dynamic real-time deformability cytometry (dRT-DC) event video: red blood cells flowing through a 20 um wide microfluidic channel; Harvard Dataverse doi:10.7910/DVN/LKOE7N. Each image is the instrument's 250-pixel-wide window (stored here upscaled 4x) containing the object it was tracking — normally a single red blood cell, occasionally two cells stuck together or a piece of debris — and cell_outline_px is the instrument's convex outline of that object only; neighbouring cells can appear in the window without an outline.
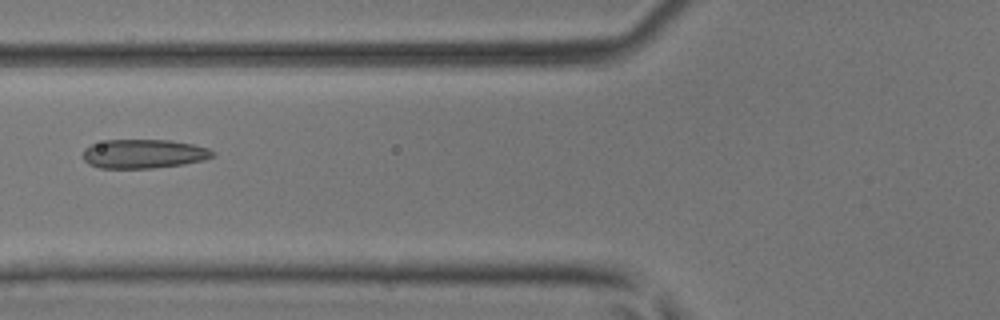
{"species": "common noctule bat (a hibernating species)", "species_latin": "Nyctalus noctula", "temperature_condition": "room temperature", "stored_images_in_passage": 50, "camera_frame_rate_fps": 3000, "um_per_image_px": 0.085, "animal": {"sex": "male", "body_mass_g": 17.9, "forearm_length_mm": 54.2}, "frame": {"image": 1, "passage_image": 20, "time_ms": 6.333, "image_size_px": [1000, 320], "cell_outline_px": [[216, 152], [212, 156], [204, 160], [184, 164], [152, 168], [100, 168], [88, 164], [84, 160], [84, 148], [92, 144], [104, 140], [172, 140], [192, 144], [208, 148]], "centroid_in_image_um": [12.21, 13.07], "position_along_channel_um": 113.6, "area_um2": 21.96}}
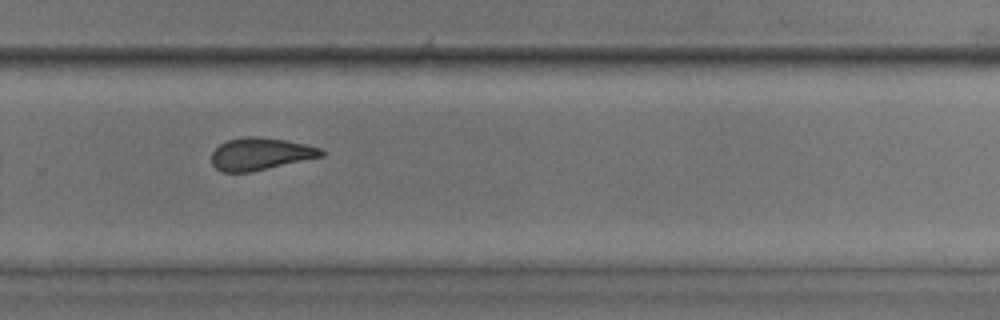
{"frame": {"image": 2, "passage_image": 34, "time_ms": 11.0, "image_size_px": [1000, 320], "cell_outline_px": [[324, 156], [248, 172], [220, 172], [212, 164], [212, 152], [220, 144], [228, 140], [244, 136], [256, 136], [284, 140], [324, 148]], "centroid_in_image_um": [22.13, 13.07], "position_along_channel_um": 307.7, "area_um2": 20.52}}
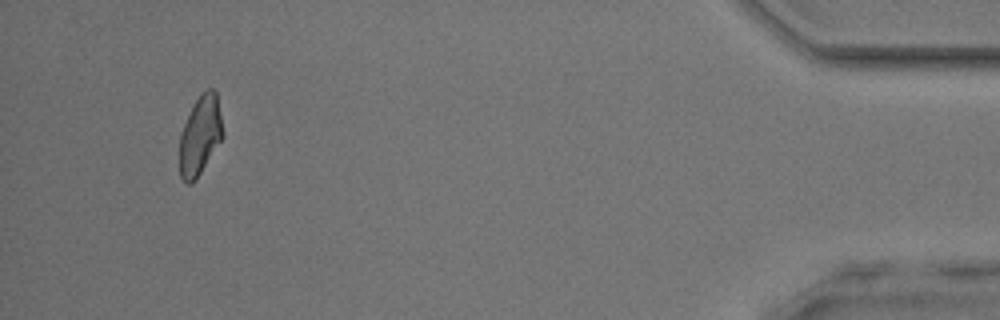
{"frame": {"image": 3, "passage_image": 47, "time_ms": 15.333, "image_size_px": [1000, 320], "cell_outline_px": [[224, 136], [196, 180], [192, 184], [188, 184], [180, 176], [180, 132], [200, 92], [204, 88], [212, 88], [216, 92], [224, 132]], "centroid_in_image_um": [17.03, 11.5], "position_along_channel_um": 418.2, "area_um2": 20.0}, "authors_computed_cell_mechanics": {"area_um2": 21.2704, "velocity_mm_per_s": 4.1702, "shape_relaxation_time_tau1_ms": null, "shape_relaxation_time_tau2_ms": 2.3098, "deformation_change_tau1": null, "deformation_change_tau2": 0.0852}}